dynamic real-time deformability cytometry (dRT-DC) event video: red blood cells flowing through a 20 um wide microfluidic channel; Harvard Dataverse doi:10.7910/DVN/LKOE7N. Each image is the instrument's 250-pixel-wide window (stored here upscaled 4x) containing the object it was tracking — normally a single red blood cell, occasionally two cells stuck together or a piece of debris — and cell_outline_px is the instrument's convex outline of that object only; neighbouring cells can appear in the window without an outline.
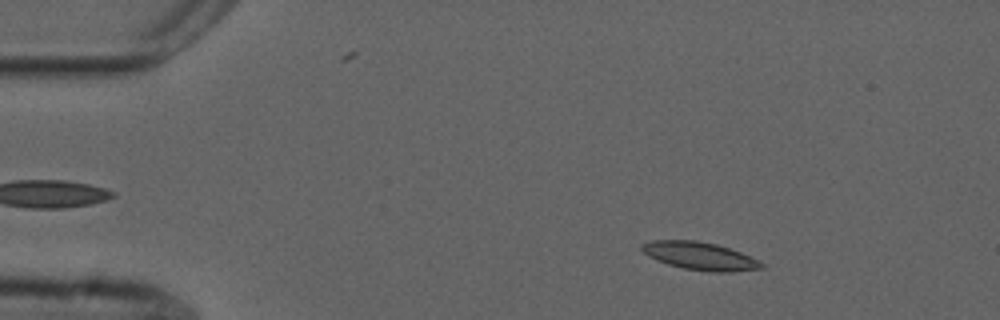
{"species": "common noctule bat (a hibernating species)", "species_latin": "Nyctalus noctula", "temperature_condition": "cold", "stored_images_in_passage": 54, "camera_frame_rate_fps": 3000, "um_per_image_px": 0.085, "animal": {"sex": "male", "forearm_length_mm": 52.5}, "frame": {"image": 1, "passage_image": 8, "time_ms": 2.333, "image_size_px": [1000, 320], "cell_outline_px": [[764, 268], [732, 272], [712, 272], [684, 268], [668, 264], [656, 260], [648, 256], [640, 248], [640, 244], [652, 240], [696, 240], [716, 244], [740, 252], [764, 264]], "centroid_in_image_um": [59.45, 21.75], "position_along_channel_um": 25.5, "area_um2": 19.31}}
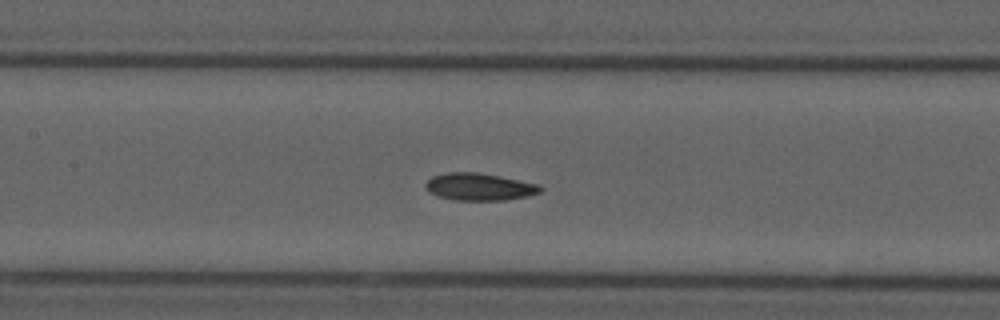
{"frame": {"image": 2, "passage_image": 25, "time_ms": 8.0, "image_size_px": [1000, 320], "cell_outline_px": [[544, 188], [540, 192], [528, 196], [504, 200], [456, 200], [436, 196], [428, 192], [424, 188], [424, 184], [432, 176], [448, 172], [476, 172], [500, 176], [540, 184]], "centroid_in_image_um": [40.73, 15.88], "position_along_channel_um": 166.7, "area_um2": 18.44}}
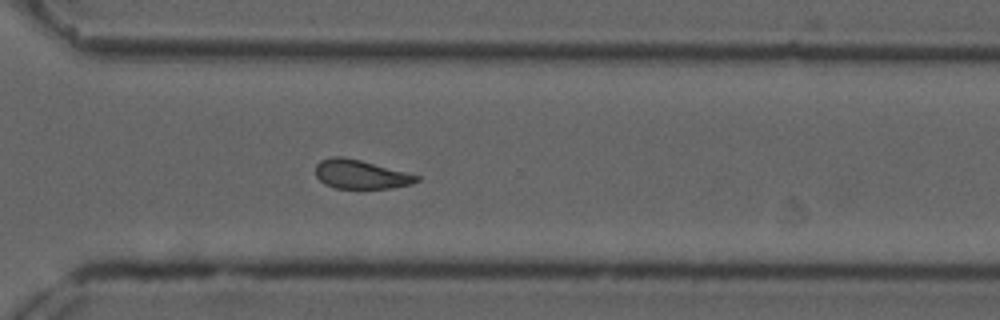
{"frame": {"image": 3, "passage_image": 39, "time_ms": 12.667, "image_size_px": [1000, 320], "cell_outline_px": [[420, 180], [412, 184], [392, 188], [336, 188], [324, 184], [316, 176], [316, 164], [320, 160], [332, 156], [340, 156], [360, 160], [420, 176]], "centroid_in_image_um": [30.64, 14.82], "position_along_channel_um": 340.0, "area_um2": 16.94}, "authors_computed_cell_mechanics": {"area_um2": 18.3226, "velocity_mm_per_s": 3.721, "shape_relaxation_time_tau1_ms": null, "shape_relaxation_time_tau2_ms": 3.3145, "deformation_change_tau1": null, "deformation_change_tau2": 0.0996}}